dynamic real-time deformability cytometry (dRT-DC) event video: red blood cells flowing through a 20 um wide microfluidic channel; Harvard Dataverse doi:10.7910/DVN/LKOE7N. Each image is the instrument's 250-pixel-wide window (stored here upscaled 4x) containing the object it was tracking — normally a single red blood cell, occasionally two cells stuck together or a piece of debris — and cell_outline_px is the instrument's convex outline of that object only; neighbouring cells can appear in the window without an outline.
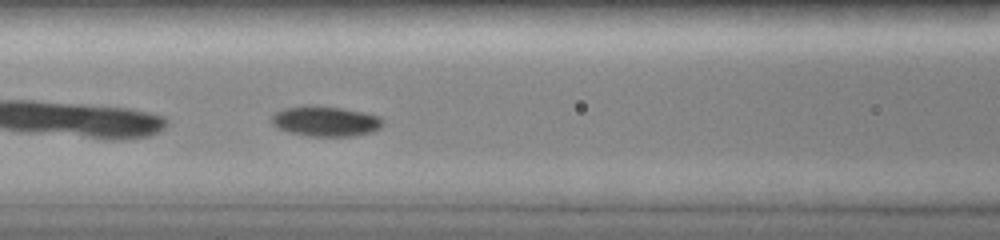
{"species": "common noctule bat (a hibernating species)", "species_latin": "Nyctalus noctula", "temperature_condition": "room temperature", "stored_images_in_passage": 51, "camera_frame_rate_fps": 3000, "um_per_image_px": 0.085, "animal": {"sex": "female", "body_mass_g": 19.0, "forearm_length_mm": 51.5}, "frame": {"image": 1, "passage_image": 11, "time_ms": 2.333, "image_size_px": [1000, 240], "cell_outline_px": [[384, 124], [380, 128], [372, 132], [356, 136], [308, 136], [288, 132], [272, 124], [272, 116], [276, 112], [284, 108], [308, 104], [340, 108], [364, 112], [380, 116], [384, 120]], "centroid_in_image_um": [27.7, 10.3], "position_along_channel_um": 138.9, "area_um2": 19.77}}
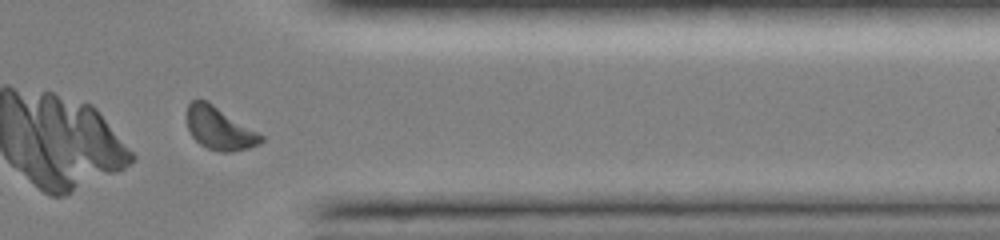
{"frame": {"image": 2, "passage_image": 42, "time_ms": 8.667, "image_size_px": [1000, 240], "cell_outline_px": [[264, 140], [260, 144], [248, 148], [232, 152], [220, 152], [208, 148], [200, 144], [192, 136], [188, 128], [188, 104], [192, 100], [204, 100], [212, 104], [264, 136]], "centroid_in_image_um": [18.67, 10.94], "position_along_channel_um": 392.7, "area_um2": 18.03}}
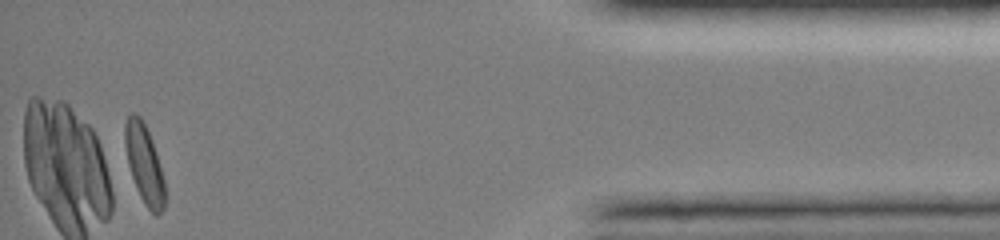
{"frame": {"image": 3, "passage_image": 50, "time_ms": 10.667, "image_size_px": [1000, 240], "cell_outline_px": [[164, 208], [156, 216], [144, 204], [136, 188], [128, 164], [124, 144], [124, 124], [128, 112], [136, 112], [140, 116], [152, 140], [156, 152], [164, 180]], "centroid_in_image_um": [12.23, 13.88], "position_along_channel_um": 423.0, "area_um2": 18.32}, "authors_computed_cell_mechanics": {"area_um2": 18.3804, "velocity_mm_per_s": 4.0261, "shape_relaxation_time_tau1_ms": 2.0896, "shape_relaxation_time_tau2_ms": null, "deformation_change_tau1": 0.0864, "deformation_change_tau2": null}}